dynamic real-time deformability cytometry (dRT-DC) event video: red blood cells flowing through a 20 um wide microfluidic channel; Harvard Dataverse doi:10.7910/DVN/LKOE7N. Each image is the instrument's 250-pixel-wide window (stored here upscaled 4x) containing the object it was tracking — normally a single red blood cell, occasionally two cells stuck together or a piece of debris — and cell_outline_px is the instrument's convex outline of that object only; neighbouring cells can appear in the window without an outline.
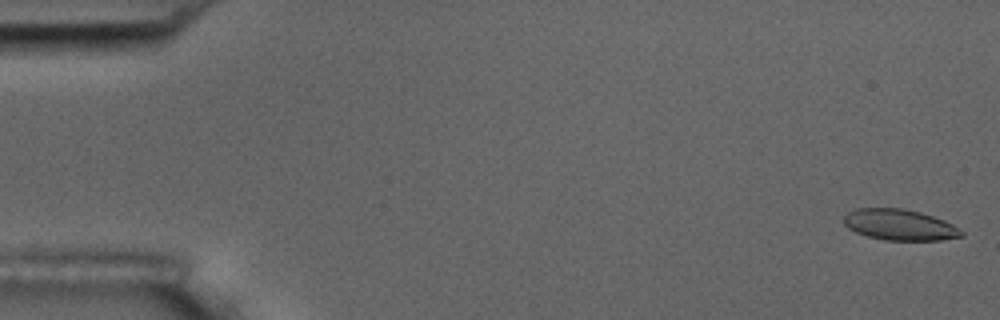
{"species": "common noctule bat (a hibernating species)", "species_latin": "Nyctalus noctula", "temperature_condition": "room temperature", "stored_images_in_passage": 56, "camera_frame_rate_fps": 3000, "um_per_image_px": 0.085, "animal": {"sex": "male", "body_mass_g": 17.5, "forearm_length_mm": 52.3}, "frame": {"image": 1, "passage_image": 1, "time_ms": 0.0, "image_size_px": [1000, 320], "cell_outline_px": [[964, 236], [940, 240], [884, 240], [868, 236], [856, 232], [848, 228], [844, 224], [844, 216], [848, 212], [856, 208], [900, 208], [920, 212], [944, 220], [952, 224], [964, 232]], "centroid_in_image_um": [76.47, 19.11], "position_along_channel_um": 8.5, "area_um2": 21.15}}
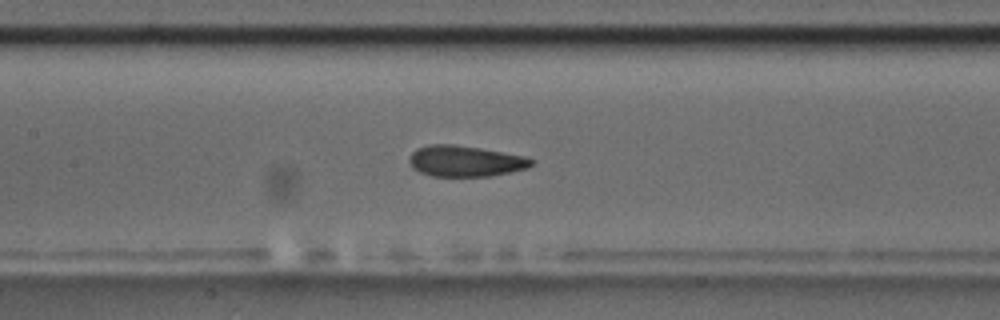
{"frame": {"image": 2, "passage_image": 26, "time_ms": 8.333, "image_size_px": [1000, 320], "cell_outline_px": [[536, 160], [528, 168], [488, 176], [432, 176], [420, 172], [412, 168], [408, 160], [412, 152], [416, 148], [428, 144], [452, 144], [480, 148], [524, 156]], "centroid_in_image_um": [39.51, 13.69], "position_along_channel_um": 167.9, "area_um2": 22.02}}
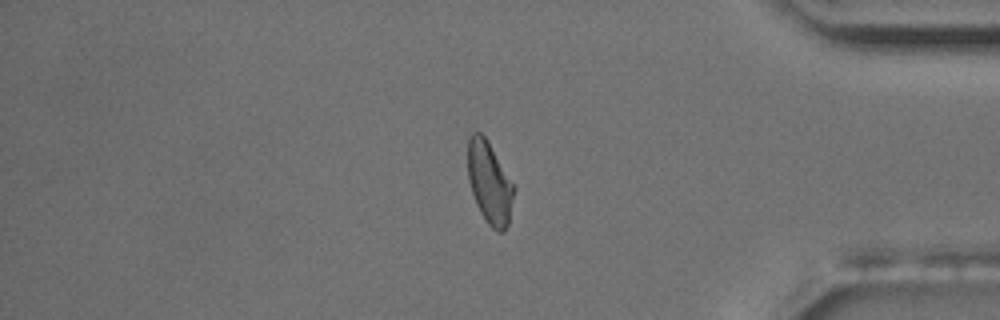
{"frame": {"image": 3, "passage_image": 47, "time_ms": 15.333, "image_size_px": [1000, 320], "cell_outline_px": [[516, 188], [508, 224], [504, 232], [496, 232], [488, 224], [480, 212], [476, 204], [468, 180], [468, 140], [472, 132], [480, 132], [488, 140], [516, 184]], "centroid_in_image_um": [41.65, 15.53], "position_along_channel_um": 393.6, "area_um2": 22.6}, "authors_computed_cell_mechanics": {"area_um2": 22.2819, "velocity_mm_per_s": 3.6038, "shape_relaxation_time_tau1_ms": 11.2424, "shape_relaxation_time_tau2_ms": 1.7163, "deformation_change_tau1": 0.2114, "deformation_change_tau2": 0.0983}}